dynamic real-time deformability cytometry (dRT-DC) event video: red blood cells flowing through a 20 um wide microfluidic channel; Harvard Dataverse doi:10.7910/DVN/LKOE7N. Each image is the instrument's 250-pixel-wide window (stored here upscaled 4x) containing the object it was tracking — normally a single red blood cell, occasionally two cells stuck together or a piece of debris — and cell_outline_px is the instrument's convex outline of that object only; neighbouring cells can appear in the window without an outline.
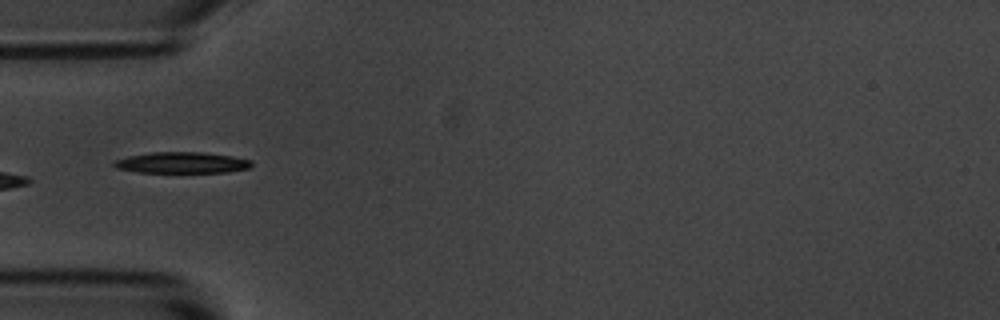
{"species": "common noctule bat (a hibernating species)", "species_latin": "Nyctalus noctula", "temperature_condition": "room temperature", "stored_images_in_passage": 11, "camera_frame_rate_fps": 3000, "um_per_image_px": 0.085, "animal": {"sex": "male", "body_mass_g": 20.1, "forearm_length_mm": 53.5}, "frame": {"image": 1, "passage_image": 5, "time_ms": 1.333, "image_size_px": [1000, 320], "cell_outline_px": [[252, 164], [248, 168], [228, 172], [140, 172], [116, 168], [112, 164], [112, 160], [128, 156], [152, 152], [200, 152], [232, 156], [252, 160]], "centroid_in_image_um": [15.43, 13.82], "position_along_channel_um": 69.6, "area_um2": 16.88}}
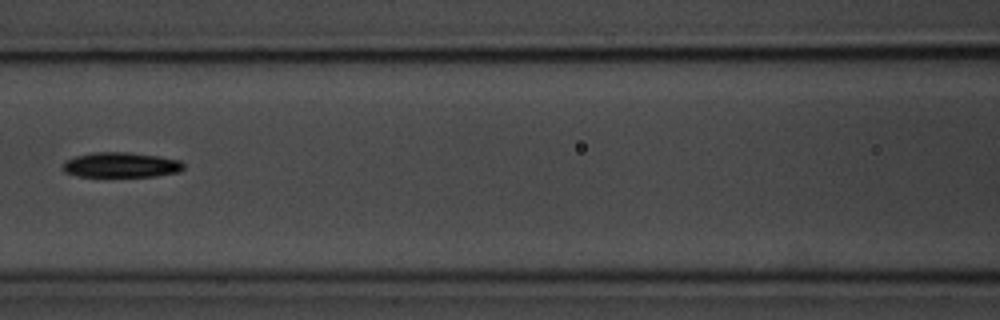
{"frame": {"image": 2, "passage_image": 7, "time_ms": 2.0, "image_size_px": [1000, 320], "cell_outline_px": [[184, 168], [180, 172], [156, 176], [76, 176], [64, 172], [60, 168], [64, 160], [76, 156], [92, 152], [128, 152], [160, 156], [180, 160], [184, 164]], "centroid_in_image_um": [10.26, 14.01], "position_along_channel_um": 156.3, "area_um2": 17.92}}
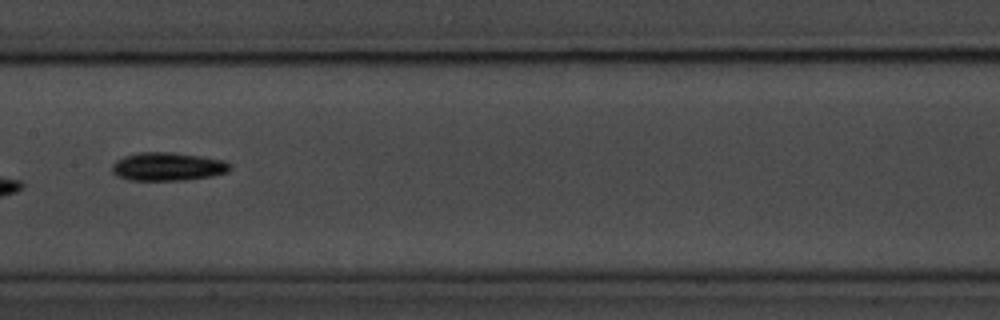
{"frame": {"image": 3, "passage_image": 8, "time_ms": 2.333, "image_size_px": [1000, 320], "cell_outline_px": [[232, 168], [228, 172], [212, 176], [184, 180], [128, 180], [116, 176], [112, 172], [112, 164], [116, 160], [124, 156], [136, 152], [172, 152], [200, 156], [224, 160], [232, 164]], "centroid_in_image_um": [14.26, 14.16], "position_along_channel_um": 193.1, "area_um2": 19.71}}